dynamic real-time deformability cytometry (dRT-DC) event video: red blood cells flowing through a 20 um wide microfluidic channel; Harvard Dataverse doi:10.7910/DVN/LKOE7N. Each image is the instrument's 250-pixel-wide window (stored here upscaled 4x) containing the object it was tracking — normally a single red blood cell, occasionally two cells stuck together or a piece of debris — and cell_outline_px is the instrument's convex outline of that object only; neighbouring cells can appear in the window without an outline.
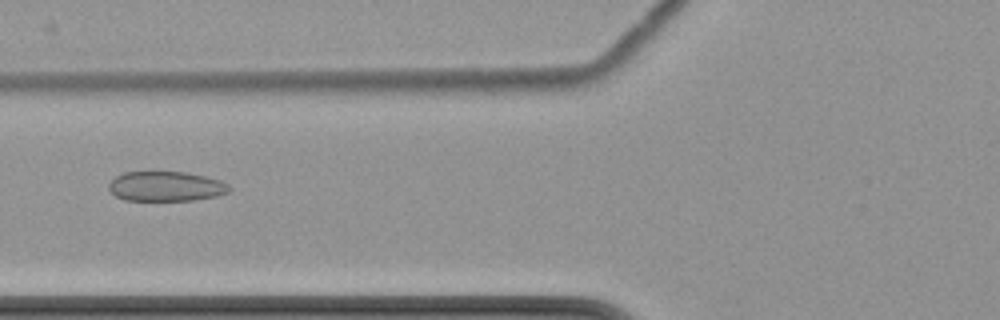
{"species": "common noctule bat (a hibernating species)", "species_latin": "Nyctalus noctula", "temperature_condition": "cold", "stored_images_in_passage": 5, "camera_frame_rate_fps": 3000, "um_per_image_px": 0.085, "animal": {"sex": "female", "body_mass_g": 22.7, "forearm_length_mm": 54.2}, "frame": {"image": 1, "passage_image": 4, "time_ms": 3.667, "image_size_px": [1000, 320], "cell_outline_px": [[232, 188], [228, 192], [216, 196], [192, 200], [124, 200], [116, 196], [108, 188], [108, 184], [116, 176], [124, 172], [184, 172], [204, 176], [220, 180], [228, 184]], "centroid_in_image_um": [14.1, 15.84], "position_along_channel_um": 111.7, "area_um2": 20.81}}
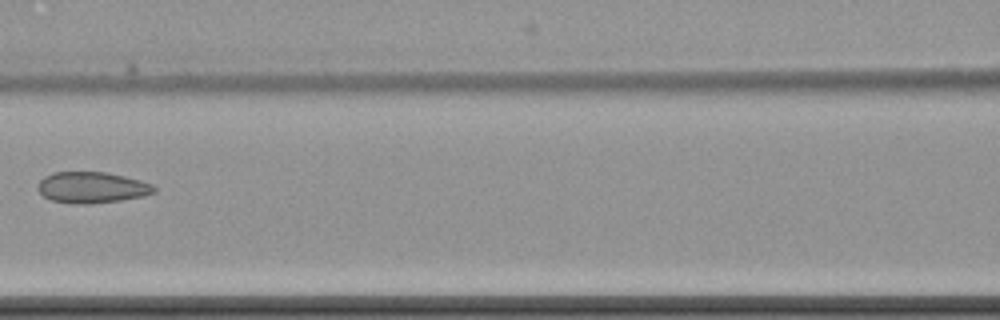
{"frame": {"image": 2, "passage_image": 5, "time_ms": 5.0, "image_size_px": [1000, 320], "cell_outline_px": [[156, 192], [144, 196], [120, 200], [92, 204], [72, 204], [52, 200], [44, 196], [36, 188], [36, 184], [44, 176], [52, 172], [104, 172], [124, 176], [140, 180], [152, 184], [156, 188]], "centroid_in_image_um": [7.79, 15.94], "position_along_channel_um": 158.8, "area_um2": 21.27}}